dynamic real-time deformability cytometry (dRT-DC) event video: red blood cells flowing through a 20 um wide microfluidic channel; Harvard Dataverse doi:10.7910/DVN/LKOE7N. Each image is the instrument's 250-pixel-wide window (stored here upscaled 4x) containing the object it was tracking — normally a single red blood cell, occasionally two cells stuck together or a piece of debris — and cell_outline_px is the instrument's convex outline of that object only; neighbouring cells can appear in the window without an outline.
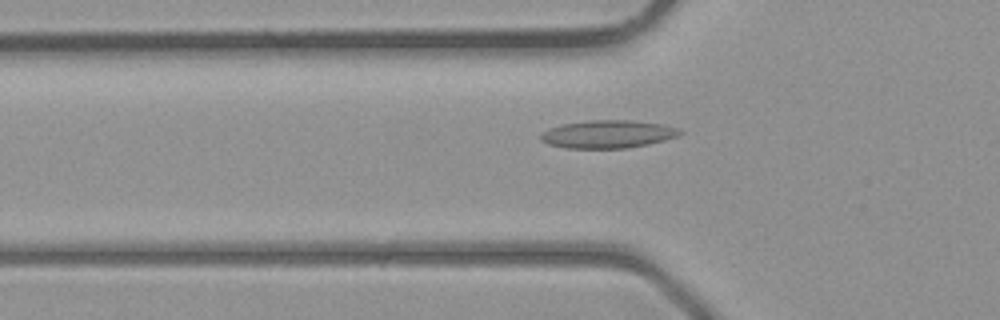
{"species": "common noctule bat (a hibernating species)", "species_latin": "Nyctalus noctula", "temperature_condition": "room temperature", "stored_images_in_passage": 3, "camera_frame_rate_fps": 3000, "um_per_image_px": 0.085, "animal": {"sex": "male", "body_mass_g": 23.1, "forearm_length_mm": 52.7}, "frame": {"image": 1, "passage_image": 3, "time_ms": 3.333, "image_size_px": [1000, 320], "cell_outline_px": [[684, 132], [676, 136], [664, 140], [648, 144], [628, 148], [568, 148], [548, 144], [540, 140], [540, 136], [548, 128], [564, 124], [588, 120], [632, 120], [664, 124], [680, 128]], "centroid_in_image_um": [51.7, 11.39], "position_along_channel_um": 74.1, "area_um2": 22.66}}